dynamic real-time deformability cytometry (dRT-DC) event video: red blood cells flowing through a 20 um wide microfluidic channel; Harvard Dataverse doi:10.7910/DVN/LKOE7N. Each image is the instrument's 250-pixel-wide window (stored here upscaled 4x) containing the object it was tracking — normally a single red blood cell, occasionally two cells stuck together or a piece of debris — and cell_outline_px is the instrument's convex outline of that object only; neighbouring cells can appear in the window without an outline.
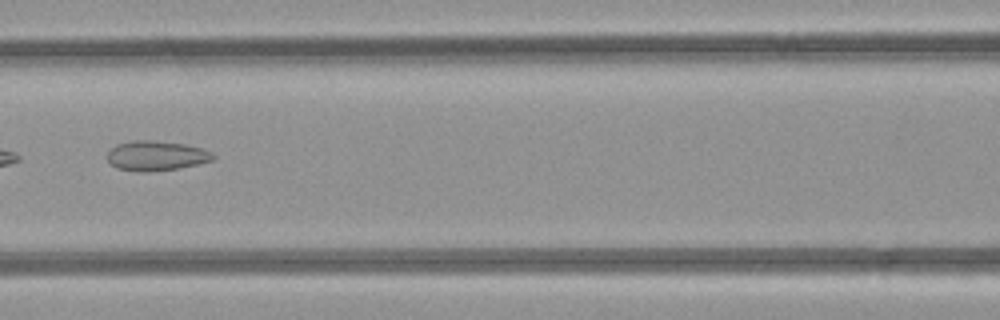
{"species": "common noctule bat (a hibernating species)", "species_latin": "Nyctalus noctula", "temperature_condition": "room temperature", "stored_images_in_passage": 8, "camera_frame_rate_fps": 3000, "um_per_image_px": 0.085, "animal": {"sex": "female", "body_mass_g": 21.9}, "frame": {"image": 1, "passage_image": 7, "time_ms": 7.0, "image_size_px": [1000, 320], "cell_outline_px": [[216, 156], [212, 160], [196, 164], [176, 168], [144, 172], [140, 172], [116, 168], [108, 160], [108, 152], [116, 144], [132, 140], [148, 140], [184, 144], [200, 148], [212, 152]], "centroid_in_image_um": [13.25, 13.23], "position_along_channel_um": 153.3, "area_um2": 18.09}}
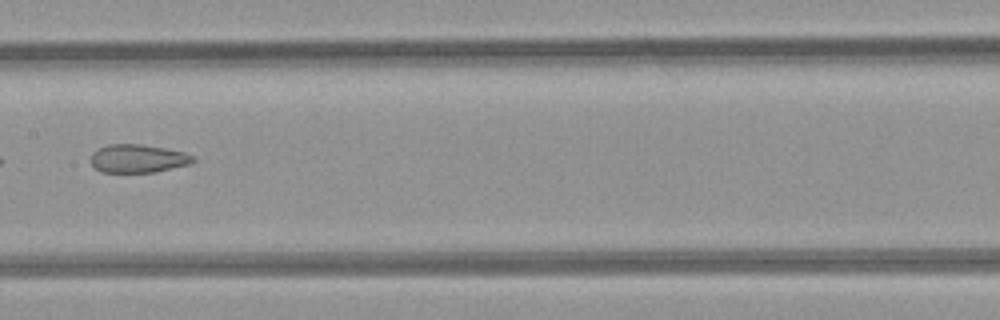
{"frame": {"image": 2, "passage_image": 8, "time_ms": 8.0, "image_size_px": [1000, 320], "cell_outline_px": [[196, 160], [188, 164], [156, 172], [100, 172], [92, 168], [88, 160], [92, 152], [108, 144], [140, 144], [164, 148], [184, 152], [196, 156]], "centroid_in_image_um": [11.67, 13.48], "position_along_channel_um": 195.7, "area_um2": 17.11}}